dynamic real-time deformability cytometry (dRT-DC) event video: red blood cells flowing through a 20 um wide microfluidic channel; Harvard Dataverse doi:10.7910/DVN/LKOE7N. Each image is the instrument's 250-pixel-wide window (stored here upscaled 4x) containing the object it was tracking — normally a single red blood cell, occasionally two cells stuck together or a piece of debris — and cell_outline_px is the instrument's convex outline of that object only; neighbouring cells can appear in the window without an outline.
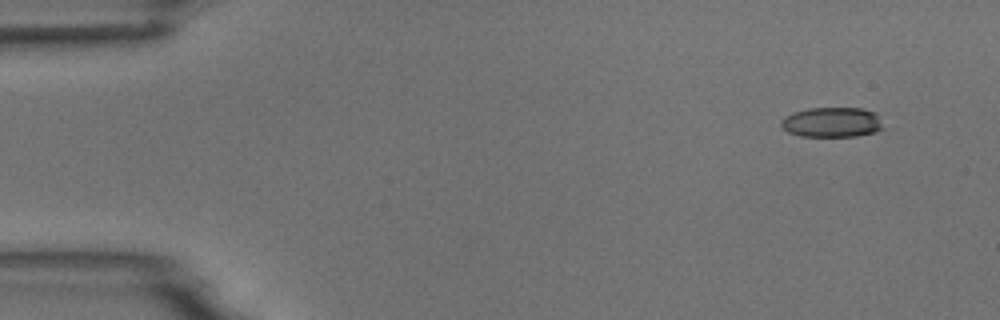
{"species": "common noctule bat (a hibernating species)", "species_latin": "Nyctalus noctula", "temperature_condition": "room temperature", "stored_images_in_passage": 10, "camera_frame_rate_fps": 3000, "um_per_image_px": 0.085, "animal": {"sex": "male", "body_mass_g": 18.8}, "frame": {"image": 1, "passage_image": 1, "time_ms": 0.0, "image_size_px": [1000, 320], "cell_outline_px": [[884, 128], [876, 132], [856, 136], [800, 136], [788, 132], [780, 124], [780, 120], [784, 116], [792, 112], [808, 108], [860, 108], [876, 112]], "centroid_in_image_um": [70.71, 10.38], "position_along_channel_um": 14.3, "area_um2": 17.98}}
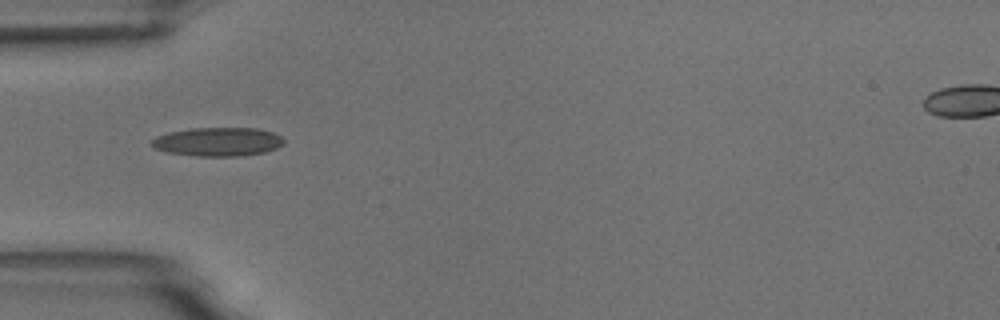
{"frame": {"image": 2, "passage_image": 4, "time_ms": 4.333, "image_size_px": [1000, 320], "cell_outline_px": [[284, 144], [276, 148], [264, 152], [240, 156], [196, 156], [168, 152], [156, 148], [152, 144], [152, 140], [156, 136], [168, 132], [188, 128], [256, 128], [272, 132], [280, 136], [284, 140]], "centroid_in_image_um": [18.52, 12.04], "position_along_channel_um": 66.5, "area_um2": 22.08}}